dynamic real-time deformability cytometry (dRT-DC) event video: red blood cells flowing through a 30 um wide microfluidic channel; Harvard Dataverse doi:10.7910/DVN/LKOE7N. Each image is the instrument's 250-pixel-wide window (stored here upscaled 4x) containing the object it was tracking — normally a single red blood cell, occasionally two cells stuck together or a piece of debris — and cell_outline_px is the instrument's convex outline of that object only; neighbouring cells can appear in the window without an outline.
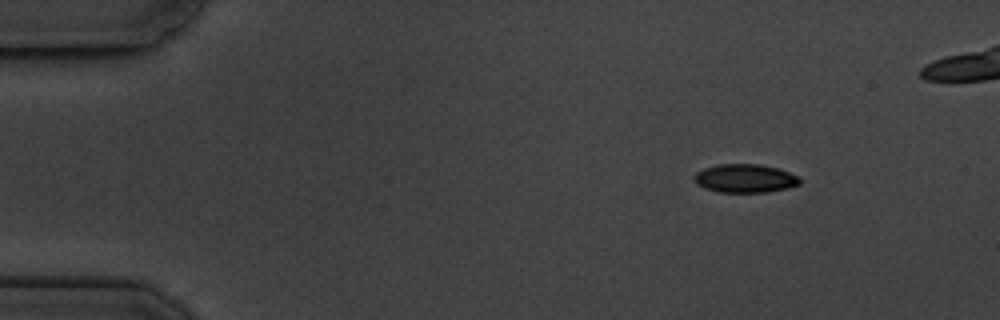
{"species": "common noctule bat (a hibernating species)", "species_latin": "Nyctalus noctula", "temperature_condition": "cold", "stored_images_in_passage": 4, "camera_frame_rate_fps": 3000, "um_per_image_px": 0.085, "animal": {"sex": "male", "body_mass_g": 19.5, "forearm_length_mm": 54.6}, "frame": {"image": 1, "passage_image": 1, "time_ms": 0.0, "image_size_px": [1000, 320], "cell_outline_px": [[800, 184], [788, 188], [768, 192], [720, 192], [704, 188], [696, 184], [692, 176], [696, 172], [704, 168], [716, 164], [760, 164], [776, 168], [800, 176]], "centroid_in_image_um": [63.31, 15.16], "position_along_channel_um": 21.7, "area_um2": 17.69}}